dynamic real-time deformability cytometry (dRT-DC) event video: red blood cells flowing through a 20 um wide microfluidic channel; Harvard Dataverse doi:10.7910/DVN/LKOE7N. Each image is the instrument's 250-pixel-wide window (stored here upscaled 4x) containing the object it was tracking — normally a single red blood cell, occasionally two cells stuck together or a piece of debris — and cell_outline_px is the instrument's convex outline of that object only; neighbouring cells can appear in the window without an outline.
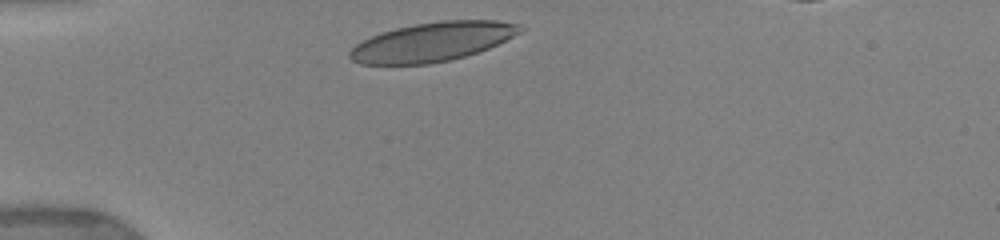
{"species": "human", "species_latin": "Homo sapiens", "temperature_condition": "warm", "stored_images_in_passage": 6, "camera_frame_rate_fps": 3000, "um_per_image_px": 0.085, "donor": {"sex": "female"}, "frame": {"image": 1, "passage_image": 1, "time_ms": 0.0, "image_size_px": [1000, 240], "cell_outline_px": [[524, 28], [520, 32], [488, 48], [464, 56], [448, 60], [428, 64], [360, 64], [352, 60], [348, 56], [348, 52], [356, 44], [372, 36], [396, 28], [416, 24], [440, 20], [496, 20], [520, 24]], "centroid_in_image_um": [36.74, 3.55], "position_along_channel_um": 48.3, "area_um2": 38.32}}